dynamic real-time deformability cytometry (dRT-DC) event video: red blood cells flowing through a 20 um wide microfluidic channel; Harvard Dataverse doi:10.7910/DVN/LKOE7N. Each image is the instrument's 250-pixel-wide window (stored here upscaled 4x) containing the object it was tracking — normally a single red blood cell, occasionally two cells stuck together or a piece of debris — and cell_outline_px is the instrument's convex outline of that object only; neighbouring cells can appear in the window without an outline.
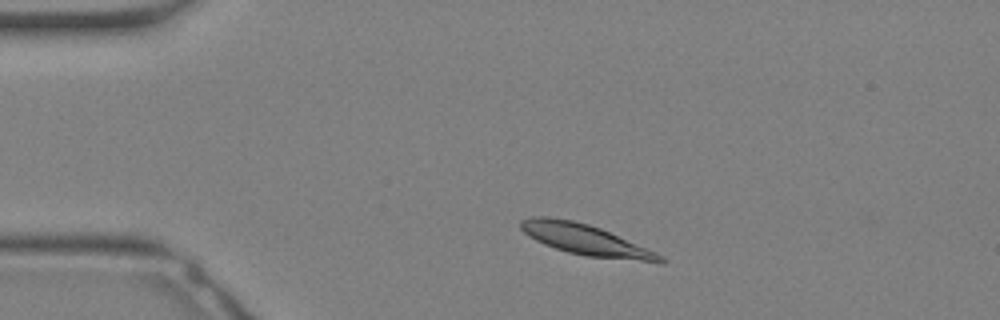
{"species": "Egyptian fruit bat (a non-hibernating species)", "species_latin": "Rousettus aegyptiacus", "temperature_condition": "warm", "stored_images_in_passage": 30, "camera_frame_rate_fps": 3000, "um_per_image_px": 0.085, "animal": {"sex": "female"}, "frame": {"image": 1, "passage_image": 4, "time_ms": 1.0, "image_size_px": [1000, 320], "cell_outline_px": [[668, 260], [664, 264], [588, 256], [568, 252], [544, 244], [528, 236], [520, 228], [520, 220], [532, 216], [548, 216], [572, 220], [588, 224], [600, 228], [656, 252], [664, 256]], "centroid_in_image_um": [49.81, 20.39], "position_along_channel_um": 35.2, "area_um2": 25.03}}
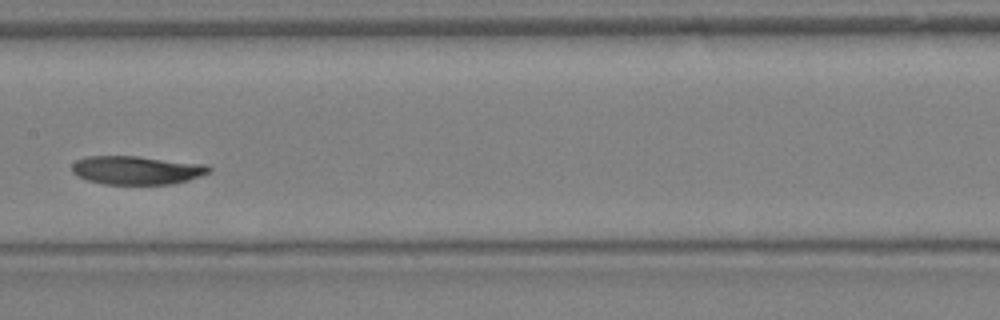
{"frame": {"image": 2, "passage_image": 14, "time_ms": 4.333, "image_size_px": [1000, 320], "cell_outline_px": [[212, 168], [208, 172], [200, 176], [188, 180], [172, 184], [104, 184], [88, 180], [72, 172], [72, 164], [76, 160], [88, 156], [136, 156], [204, 164]], "centroid_in_image_um": [11.6, 14.46], "position_along_channel_um": 195.8, "area_um2": 22.54}}
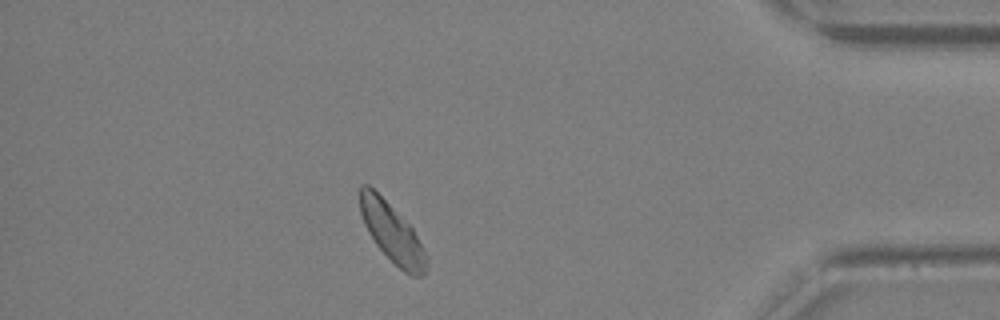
{"frame": {"image": 3, "passage_image": 26, "time_ms": 8.333, "image_size_px": [1000, 320], "cell_outline_px": [[428, 264], [424, 276], [412, 276], [404, 272], [376, 244], [368, 232], [364, 224], [360, 212], [360, 184], [368, 184], [412, 228], [428, 256]], "centroid_in_image_um": [33.34, 19.82], "position_along_channel_um": 401.9, "area_um2": 22.31}}